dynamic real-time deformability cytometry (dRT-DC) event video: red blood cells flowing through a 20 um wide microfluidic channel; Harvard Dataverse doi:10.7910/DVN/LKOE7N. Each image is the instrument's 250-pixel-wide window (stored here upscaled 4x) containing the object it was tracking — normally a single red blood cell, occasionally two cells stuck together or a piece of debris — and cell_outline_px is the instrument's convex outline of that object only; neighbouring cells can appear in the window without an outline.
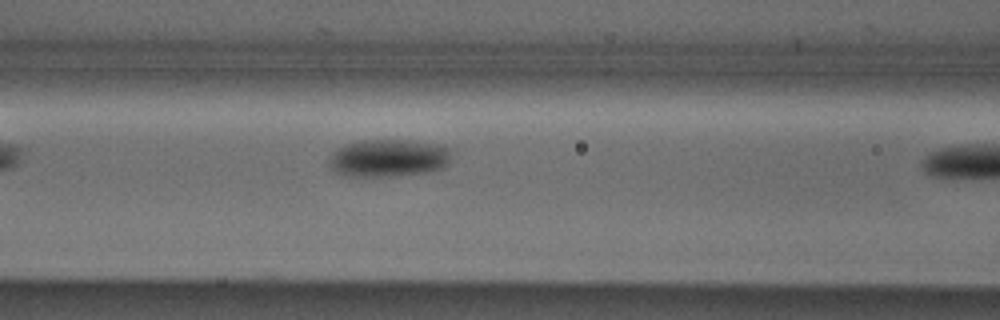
{"species": "Egyptian fruit bat (a non-hibernating species)", "species_latin": "Rousettus aegyptiacus", "temperature_condition": "cold", "stored_images_in_passage": 8, "camera_frame_rate_fps": 3000, "um_per_image_px": 0.085, "animal": {"sex": "male"}, "frame": {"image": 1, "passage_image": 7, "time_ms": 2.0, "image_size_px": [1000, 320], "cell_outline_px": [[452, 152], [448, 164], [444, 168], [424, 172], [380, 176], [348, 176], [336, 172], [332, 168], [332, 152], [348, 144], [360, 140], [412, 140], [444, 144], [452, 148]], "centroid_in_image_um": [33.14, 13.4], "position_along_channel_um": 133.5, "area_um2": 26.65}}